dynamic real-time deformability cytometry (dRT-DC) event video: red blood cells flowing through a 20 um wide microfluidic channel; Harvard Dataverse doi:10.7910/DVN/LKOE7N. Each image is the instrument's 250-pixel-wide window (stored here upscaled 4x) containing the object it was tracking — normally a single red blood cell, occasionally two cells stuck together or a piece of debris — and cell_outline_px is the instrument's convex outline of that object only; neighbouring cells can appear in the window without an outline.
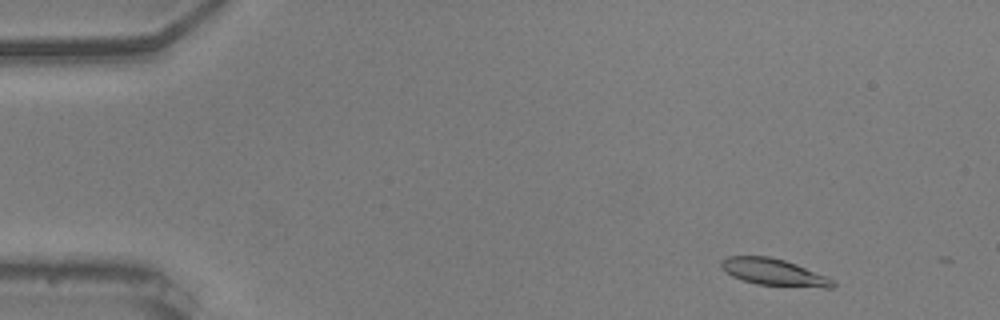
{"species": "common noctule bat (a hibernating species)", "species_latin": "Nyctalus noctula", "temperature_condition": "warm", "stored_images_in_passage": 6, "camera_frame_rate_fps": 3000, "um_per_image_px": 0.085, "animal": {"sex": "male", "body_mass_g": 20.5, "forearm_length_mm": 52.5}, "frame": {"image": 1, "passage_image": 3, "time_ms": 0.667, "image_size_px": [1000, 320], "cell_outline_px": [[836, 284], [832, 288], [824, 288], [756, 284], [732, 276], [720, 268], [720, 260], [728, 256], [768, 256], [784, 260], [796, 264], [828, 276], [836, 280]], "centroid_in_image_um": [65.8, 23.14], "position_along_channel_um": 19.2, "area_um2": 17.63}}